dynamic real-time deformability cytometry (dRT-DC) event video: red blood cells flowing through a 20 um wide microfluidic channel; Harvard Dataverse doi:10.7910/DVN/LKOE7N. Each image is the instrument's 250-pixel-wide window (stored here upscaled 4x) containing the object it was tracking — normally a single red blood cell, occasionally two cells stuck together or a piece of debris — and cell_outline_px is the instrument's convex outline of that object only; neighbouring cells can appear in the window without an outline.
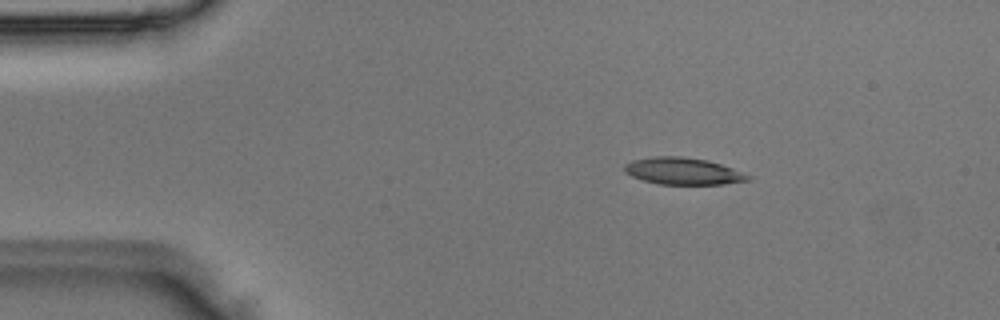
{"species": "Egyptian fruit bat (a non-hibernating species)", "species_latin": "Rousettus aegyptiacus", "temperature_condition": "room temperature", "stored_images_in_passage": 4, "camera_frame_rate_fps": 3000, "um_per_image_px": 0.085, "animal": {"sex": "male"}, "frame": {"image": 1, "passage_image": 1, "time_ms": 0.0, "image_size_px": [1000, 320], "cell_outline_px": [[752, 180], [724, 184], [660, 184], [644, 180], [632, 176], [624, 172], [624, 164], [632, 160], [656, 156], [680, 156], [708, 160], [732, 168], [752, 176]], "centroid_in_image_um": [58.07, 14.54], "position_along_channel_um": 26.9, "area_um2": 19.36}}
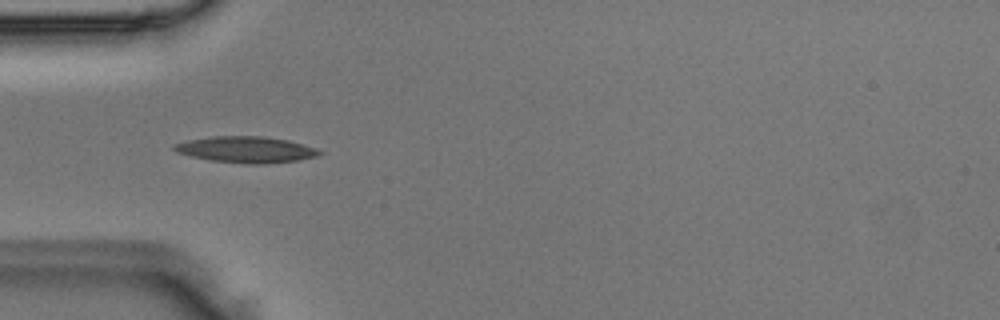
{"frame": {"image": 2, "passage_image": 3, "time_ms": 0.667, "image_size_px": [1000, 320], "cell_outline_px": [[324, 152], [316, 156], [296, 160], [264, 164], [248, 164], [208, 160], [176, 152], [172, 148], [176, 144], [188, 140], [212, 136], [264, 136], [288, 140], [316, 148]], "centroid_in_image_um": [20.91, 12.71], "position_along_channel_um": 64.1, "area_um2": 22.08}}
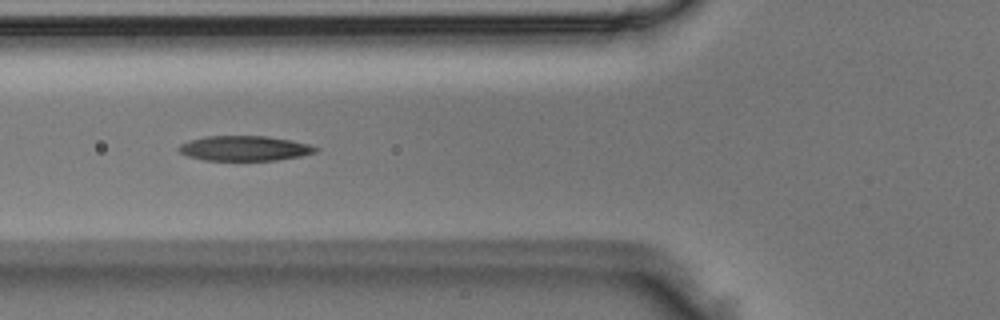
{"frame": {"image": 3, "passage_image": 4, "time_ms": 1.0, "image_size_px": [1000, 320], "cell_outline_px": [[320, 148], [316, 152], [300, 156], [276, 160], [204, 160], [188, 156], [180, 152], [176, 148], [180, 144], [188, 140], [208, 136], [268, 136], [292, 140], [308, 144]], "centroid_in_image_um": [20.78, 12.6], "position_along_channel_um": 105.0, "area_um2": 19.94}}